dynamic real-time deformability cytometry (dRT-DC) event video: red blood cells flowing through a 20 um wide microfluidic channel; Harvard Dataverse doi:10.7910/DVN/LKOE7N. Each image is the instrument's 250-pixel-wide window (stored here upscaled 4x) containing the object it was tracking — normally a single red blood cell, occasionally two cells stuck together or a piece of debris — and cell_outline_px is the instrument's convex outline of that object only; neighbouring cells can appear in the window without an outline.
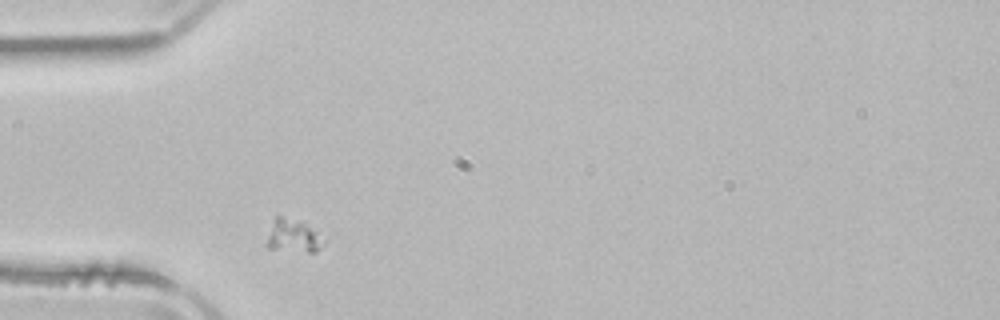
{"species": "common noctule bat (a hibernating species)", "species_latin": "Nyctalus noctula", "temperature_condition": "room temperature", "stored_images_in_passage": 3, "camera_frame_rate_fps": 3000, "um_per_image_px": 0.085, "animal": {"sex": "male", "body_mass_g": 21.5, "forearm_length_mm": 52.0}, "frame": {"image": 1, "passage_image": 2, "time_ms": 0.333, "image_size_px": [1000, 320], "cell_outline_px": [[324, 244], [316, 252], [308, 252], [268, 248], [268, 236], [276, 216], [280, 216], [304, 224], [316, 232], [324, 240]], "centroid_in_image_um": [24.94, 20.1], "position_along_channel_um": 60.1, "area_um2": 10.29}}